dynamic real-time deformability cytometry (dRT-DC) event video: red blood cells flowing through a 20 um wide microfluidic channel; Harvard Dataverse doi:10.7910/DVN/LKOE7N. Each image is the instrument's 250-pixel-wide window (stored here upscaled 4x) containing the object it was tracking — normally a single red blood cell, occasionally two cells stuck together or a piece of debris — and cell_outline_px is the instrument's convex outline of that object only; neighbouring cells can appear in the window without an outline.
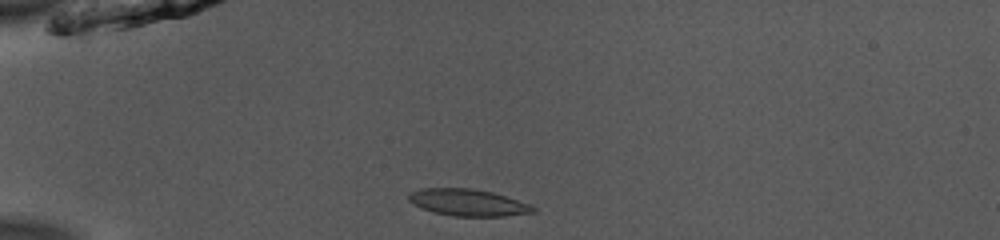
{"species": "common noctule bat (a hibernating species)", "species_latin": "Nyctalus noctula", "temperature_condition": "room temperature", "stored_images_in_passage": 38, "camera_frame_rate_fps": 3000, "um_per_image_px": 0.085, "animal": {"sex": "male", "body_mass_g": 13.0, "forearm_length_mm": 53.1}, "frame": {"image": 1, "passage_image": 1, "time_ms": 0.0, "image_size_px": [1000, 240], "cell_outline_px": [[536, 212], [504, 216], [452, 216], [436, 212], [424, 208], [408, 200], [408, 196], [412, 192], [420, 188], [472, 188], [492, 192], [532, 204], [536, 208]], "centroid_in_image_um": [39.85, 17.21], "position_along_channel_um": 45.2, "area_um2": 19.31}}
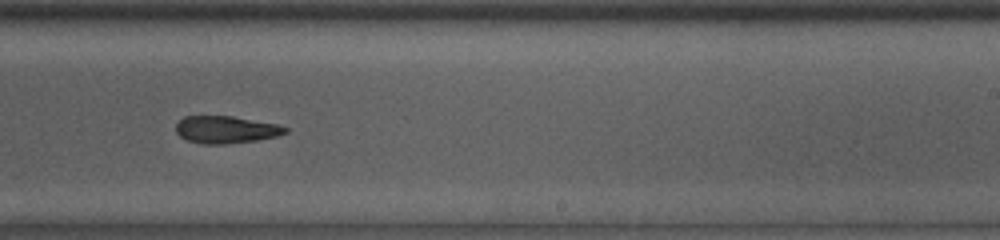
{"frame": {"image": 2, "passage_image": 20, "time_ms": 6.333, "image_size_px": [1000, 240], "cell_outline_px": [[288, 132], [276, 136], [256, 140], [228, 144], [200, 144], [188, 140], [180, 136], [176, 132], [176, 124], [184, 116], [232, 116], [276, 124], [288, 128]], "centroid_in_image_um": [19.18, 11.02], "position_along_channel_um": 269.8, "area_um2": 17.34}}
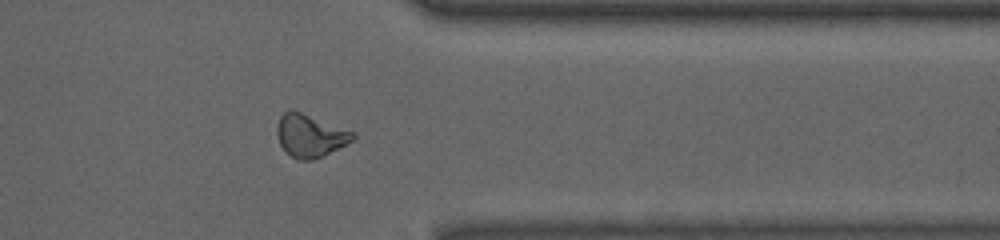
{"frame": {"image": 3, "passage_image": 29, "time_ms": 9.333, "image_size_px": [1000, 240], "cell_outline_px": [[356, 136], [352, 140], [312, 160], [296, 160], [280, 144], [276, 136], [276, 128], [280, 116], [288, 108], [292, 108], [356, 132]], "centroid_in_image_um": [26.32, 11.48], "position_along_channel_um": 385.1, "area_um2": 18.84}, "authors_computed_cell_mechanics": {"area_um2": 18.8717, "velocity_mm_per_s": 3.9632, "shape_relaxation_time_tau1_ms": 9.9123, "shape_relaxation_time_tau2_ms": null, "deformation_change_tau1": 0.1925, "deformation_change_tau2": null}}